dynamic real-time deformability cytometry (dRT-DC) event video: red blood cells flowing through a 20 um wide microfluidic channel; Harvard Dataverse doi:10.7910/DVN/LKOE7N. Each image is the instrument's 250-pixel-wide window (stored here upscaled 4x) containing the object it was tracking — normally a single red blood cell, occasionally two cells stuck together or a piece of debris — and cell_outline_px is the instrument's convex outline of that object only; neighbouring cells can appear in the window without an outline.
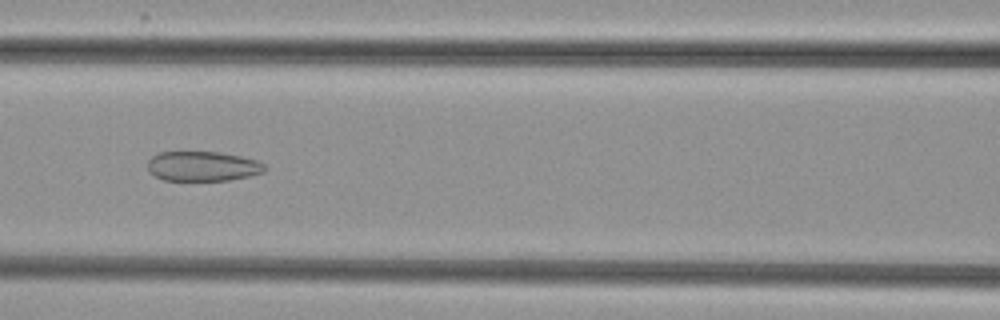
{"species": "common noctule bat (a hibernating species)", "species_latin": "Nyctalus noctula", "temperature_condition": "cold", "stored_images_in_passage": 8, "camera_frame_rate_fps": 3000, "um_per_image_px": 0.085, "animal": {"sex": "female", "body_mass_g": 29.2, "forearm_length_mm": 56.3}, "frame": {"image": 1, "passage_image": 6, "time_ms": 6.667, "image_size_px": [1000, 320], "cell_outline_px": [[268, 168], [264, 172], [248, 176], [228, 180], [164, 180], [148, 172], [148, 160], [152, 156], [160, 152], [220, 152], [240, 156], [256, 160], [264, 164]], "centroid_in_image_um": [17.23, 14.12], "position_along_channel_um": 149.4, "area_um2": 20.29}}
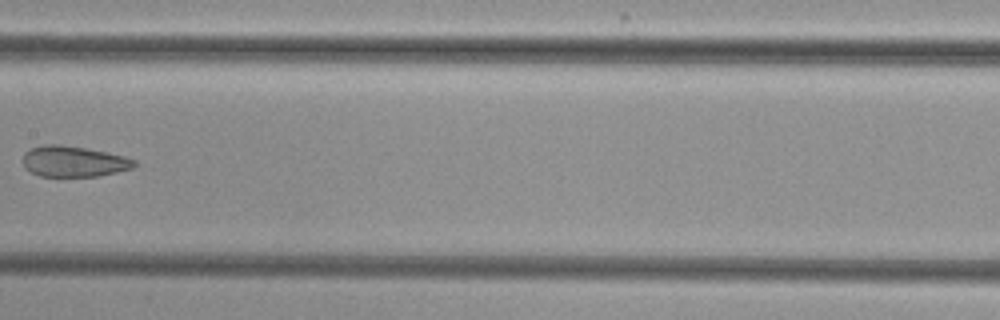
{"frame": {"image": 2, "passage_image": 7, "time_ms": 8.0, "image_size_px": [1000, 320], "cell_outline_px": [[136, 164], [132, 168], [116, 172], [96, 176], [40, 176], [24, 168], [24, 152], [32, 148], [44, 144], [60, 144], [108, 152], [124, 156], [136, 160]], "centroid_in_image_um": [6.26, 13.71], "position_along_channel_um": 201.1, "area_um2": 19.88}}
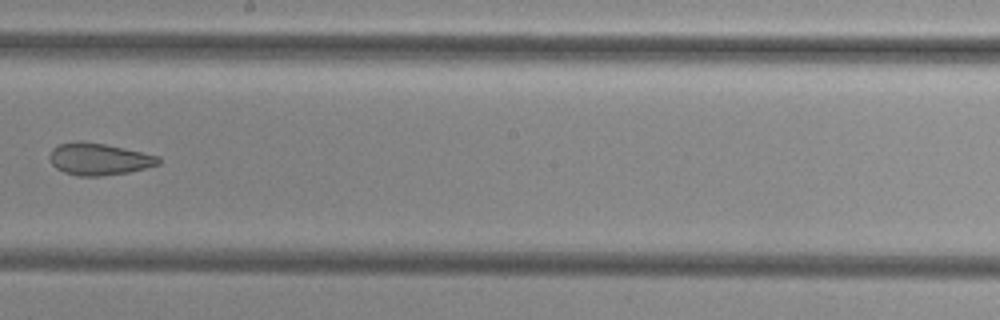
{"frame": {"image": 3, "passage_image": 8, "time_ms": 9.0, "image_size_px": [1000, 320], "cell_outline_px": [[160, 164], [128, 172], [100, 176], [76, 176], [64, 172], [56, 168], [52, 164], [48, 156], [52, 148], [60, 144], [76, 140], [80, 140], [104, 144], [124, 148], [160, 156]], "centroid_in_image_um": [8.38, 13.51], "position_along_channel_um": 239.8, "area_um2": 20.35}}